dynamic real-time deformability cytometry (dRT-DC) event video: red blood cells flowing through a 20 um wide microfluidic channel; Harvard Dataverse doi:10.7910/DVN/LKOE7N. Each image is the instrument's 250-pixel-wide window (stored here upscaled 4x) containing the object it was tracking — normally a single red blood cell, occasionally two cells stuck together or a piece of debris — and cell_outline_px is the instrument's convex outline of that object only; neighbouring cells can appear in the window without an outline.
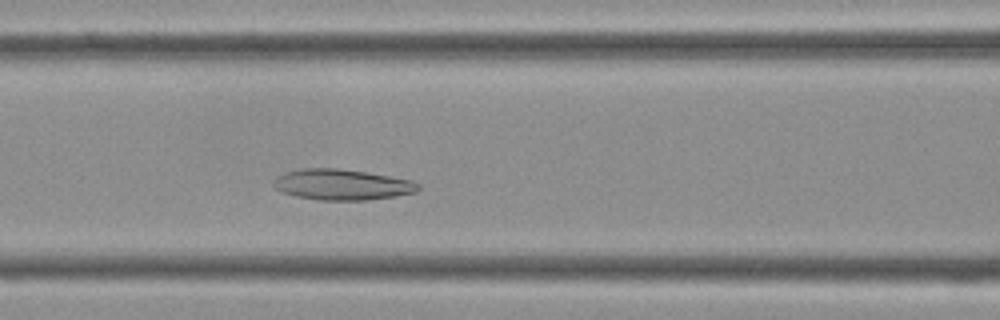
{"species": "Egyptian fruit bat (a non-hibernating species)", "species_latin": "Rousettus aegyptiacus", "temperature_condition": "cold", "stored_images_in_passage": 39, "camera_frame_rate_fps": 3000, "um_per_image_px": 0.085, "frame": {"image": 1, "passage_image": 13, "time_ms": 4.0, "image_size_px": [1000, 320], "cell_outline_px": [[420, 188], [416, 192], [396, 196], [368, 200], [316, 200], [296, 196], [284, 192], [276, 188], [272, 184], [276, 176], [284, 172], [300, 168], [336, 168], [364, 172], [412, 180], [420, 184]], "centroid_in_image_um": [29.06, 15.69], "position_along_channel_um": 137.5, "area_um2": 25.95}}
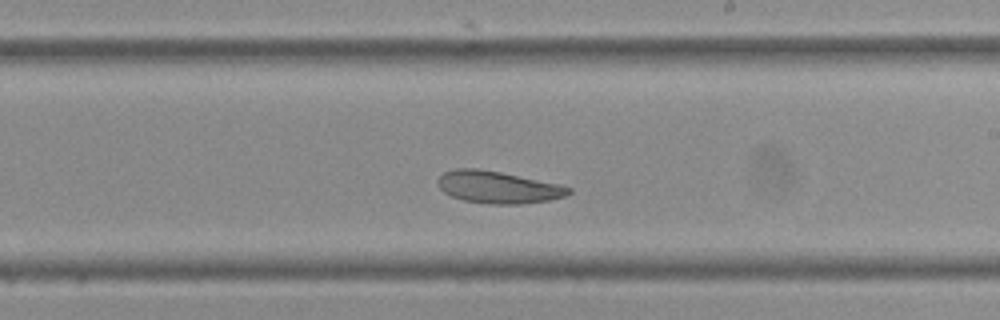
{"frame": {"image": 2, "passage_image": 20, "time_ms": 6.333, "image_size_px": [1000, 320], "cell_outline_px": [[572, 192], [564, 196], [548, 200], [520, 204], [488, 204], [464, 200], [452, 196], [444, 192], [436, 184], [436, 180], [444, 172], [456, 168], [476, 168], [500, 172], [560, 184], [572, 188]], "centroid_in_image_um": [42.31, 15.91], "position_along_channel_um": 246.7, "area_um2": 24.45}}
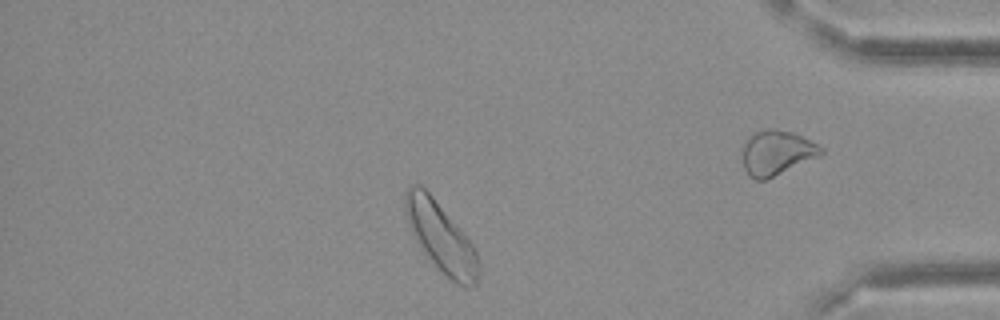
{"frame": {"image": 3, "passage_image": 32, "time_ms": 10.333, "image_size_px": [1000, 320], "cell_outline_px": [[480, 272], [476, 284], [472, 288], [464, 288], [456, 284], [440, 272], [424, 252], [416, 240], [408, 224], [404, 208], [404, 192], [412, 184], [420, 184], [432, 196], [472, 244], [476, 252]], "centroid_in_image_um": [37.47, 20.21], "position_along_channel_um": 397.7, "area_um2": 29.48}}